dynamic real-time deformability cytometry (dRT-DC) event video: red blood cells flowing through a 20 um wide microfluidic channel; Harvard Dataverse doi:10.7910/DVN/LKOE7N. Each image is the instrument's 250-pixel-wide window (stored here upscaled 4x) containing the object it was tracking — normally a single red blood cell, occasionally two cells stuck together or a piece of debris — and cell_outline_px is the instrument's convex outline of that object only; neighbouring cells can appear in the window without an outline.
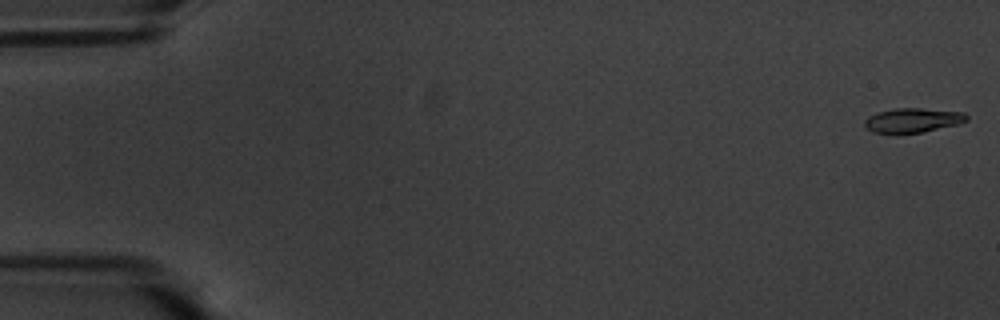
{"species": "common noctule bat (a hibernating species)", "species_latin": "Nyctalus noctula", "temperature_condition": "warm", "stored_images_in_passage": 57, "camera_frame_rate_fps": 3000, "um_per_image_px": 0.085, "animal": {"sex": "male", "body_mass_g": 20.1, "forearm_length_mm": 53.5}, "frame": {"image": 1, "passage_image": 1, "time_ms": 0.0, "image_size_px": [1000, 320], "cell_outline_px": [[968, 120], [960, 124], [920, 132], [872, 132], [864, 124], [864, 120], [868, 116], [876, 112], [896, 108], [920, 108], [964, 112], [968, 116]], "centroid_in_image_um": [77.61, 10.2], "position_along_channel_um": 7.4, "area_um2": 14.33}}
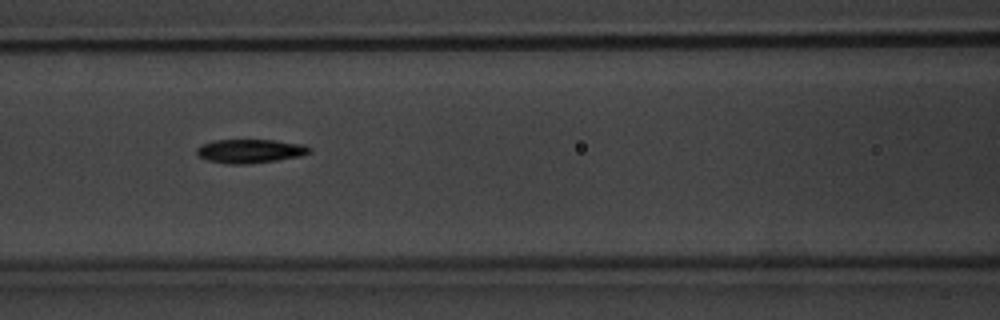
{"frame": {"image": 2, "passage_image": 25, "time_ms": 8.0, "image_size_px": [1000, 320], "cell_outline_px": [[312, 152], [300, 156], [276, 160], [248, 164], [228, 164], [208, 160], [196, 156], [196, 148], [212, 140], [272, 140], [304, 144], [312, 148]], "centroid_in_image_um": [21.26, 12.84], "position_along_channel_um": 145.3, "area_um2": 15.72}}
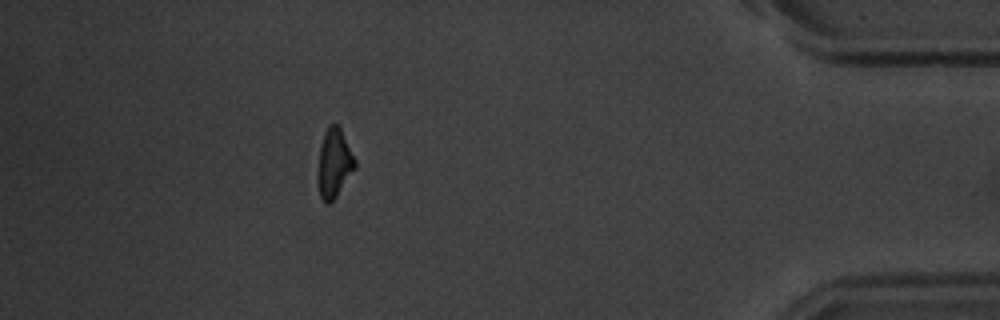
{"frame": {"image": 3, "passage_image": 51, "time_ms": 16.667, "image_size_px": [1000, 320], "cell_outline_px": [[356, 168], [336, 196], [328, 204], [324, 204], [320, 196], [316, 180], [316, 176], [320, 144], [324, 132], [328, 124], [336, 124], [340, 128], [356, 160]], "centroid_in_image_um": [28.37, 13.89], "position_along_channel_um": 406.8, "area_um2": 15.2}, "authors_computed_cell_mechanics": {"area_um2": 15.2014, "velocity_mm_per_s": 3.5667, "shape_relaxation_time_tau1_ms": 3.0528, "shape_relaxation_time_tau2_ms": 4.123, "deformation_change_tau1": 0.1455, "deformation_change_tau2": 0.1173}}